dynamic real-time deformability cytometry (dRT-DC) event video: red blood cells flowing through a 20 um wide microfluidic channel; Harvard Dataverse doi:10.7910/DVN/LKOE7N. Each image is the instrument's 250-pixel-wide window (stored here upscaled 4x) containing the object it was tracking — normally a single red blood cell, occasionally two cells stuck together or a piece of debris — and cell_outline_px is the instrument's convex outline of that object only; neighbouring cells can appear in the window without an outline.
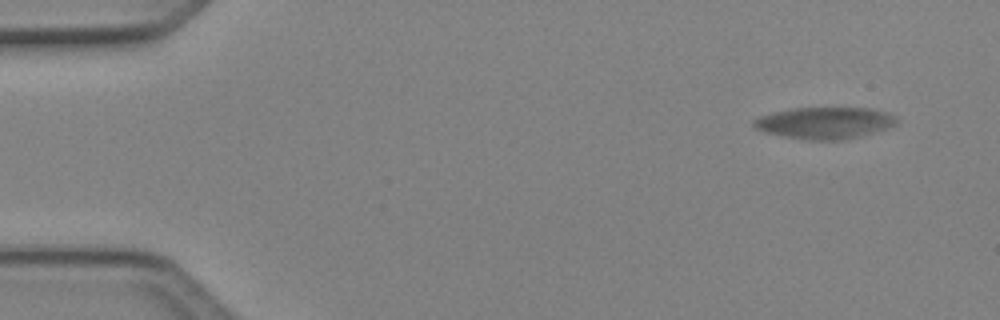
{"species": "Egyptian fruit bat (a non-hibernating species)", "species_latin": "Rousettus aegyptiacus", "temperature_condition": "cold", "stored_images_in_passage": 5, "camera_frame_rate_fps": 3000, "um_per_image_px": 0.085, "animal": {"sex": "female"}, "frame": {"image": 1, "passage_image": 1, "time_ms": 0.0, "image_size_px": [1000, 320], "cell_outline_px": [[900, 120], [896, 124], [888, 128], [860, 136], [844, 140], [808, 140], [784, 136], [764, 132], [756, 128], [752, 124], [752, 120], [760, 116], [792, 108], [868, 108], [888, 112]], "centroid_in_image_um": [70.13, 10.45], "position_along_channel_um": 14.9, "area_um2": 26.36}}